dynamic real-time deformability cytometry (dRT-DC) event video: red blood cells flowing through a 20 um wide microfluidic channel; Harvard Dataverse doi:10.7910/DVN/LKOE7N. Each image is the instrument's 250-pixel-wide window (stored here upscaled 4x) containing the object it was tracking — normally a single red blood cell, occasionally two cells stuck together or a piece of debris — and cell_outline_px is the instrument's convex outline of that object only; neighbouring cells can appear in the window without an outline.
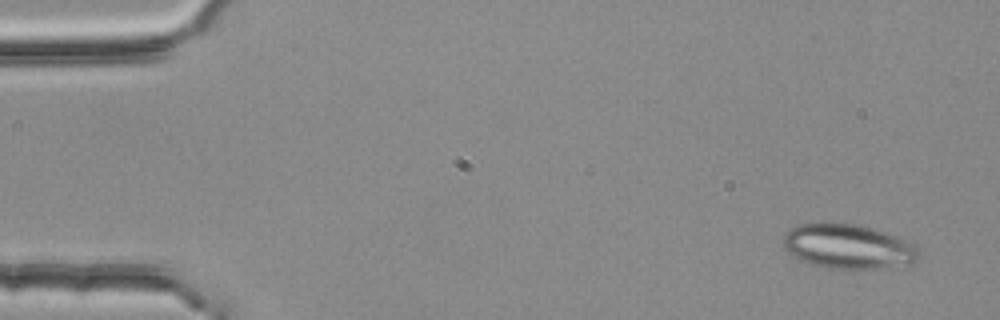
{"species": "common noctule bat (a hibernating species)", "species_latin": "Nyctalus noctula", "temperature_condition": "room temperature", "stored_images_in_passage": 3, "camera_frame_rate_fps": 3000, "um_per_image_px": 0.085, "animal": {"sex": "female", "body_mass_g": 25.1}, "frame": {"image": 1, "passage_image": 1, "time_ms": 0.0, "image_size_px": [1000, 320], "cell_outline_px": [[916, 260], [908, 264], [876, 268], [828, 268], [812, 264], [788, 252], [784, 248], [784, 236], [792, 228], [800, 224], [824, 220], [856, 224], [888, 232], [912, 244], [916, 248]], "centroid_in_image_um": [72.04, 20.9], "position_along_channel_um": 13.0, "area_um2": 34.91}}